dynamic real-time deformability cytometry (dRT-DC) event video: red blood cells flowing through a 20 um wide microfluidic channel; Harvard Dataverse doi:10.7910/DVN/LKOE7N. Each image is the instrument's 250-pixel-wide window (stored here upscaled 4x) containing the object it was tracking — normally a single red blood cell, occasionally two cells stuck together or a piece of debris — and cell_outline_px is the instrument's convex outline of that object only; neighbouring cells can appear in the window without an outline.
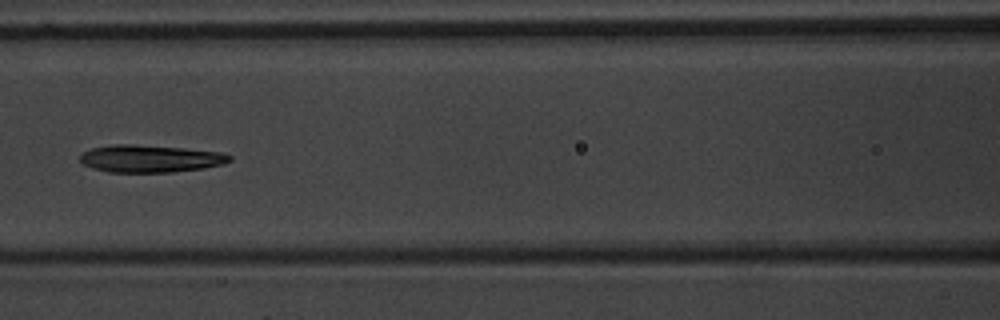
{"species": "common noctule bat (a hibernating species)", "species_latin": "Nyctalus noctula", "temperature_condition": "warm", "stored_images_in_passage": 6, "camera_frame_rate_fps": 3000, "um_per_image_px": 0.085, "animal": {"sex": "male", "body_mass_g": 20.1, "forearm_length_mm": 53.5}, "frame": {"image": 1, "passage_image": 6, "time_ms": 6.0, "image_size_px": [1000, 320], "cell_outline_px": [[232, 160], [224, 164], [204, 168], [172, 172], [108, 172], [92, 168], [84, 164], [80, 160], [80, 156], [84, 152], [92, 148], [112, 144], [132, 144], [184, 148], [220, 152], [232, 156]], "centroid_in_image_um": [12.78, 13.48], "position_along_channel_um": 153.8, "area_um2": 23.87}}